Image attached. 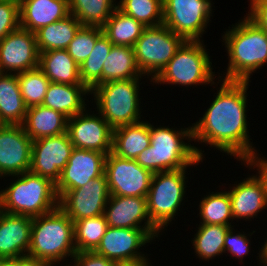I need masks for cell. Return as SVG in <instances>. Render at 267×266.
Wrapping results in <instances>:
<instances>
[{"mask_svg": "<svg viewBox=\"0 0 267 266\" xmlns=\"http://www.w3.org/2000/svg\"><path fill=\"white\" fill-rule=\"evenodd\" d=\"M249 82L222 80L210 107L198 122L192 124L194 142L209 144L241 162L256 151L247 134L246 93Z\"/></svg>", "mask_w": 267, "mask_h": 266, "instance_id": "obj_1", "label": "cell"}, {"mask_svg": "<svg viewBox=\"0 0 267 266\" xmlns=\"http://www.w3.org/2000/svg\"><path fill=\"white\" fill-rule=\"evenodd\" d=\"M174 129L169 126L155 128L150 123L151 145L138 154L135 161L153 174L199 165L204 151L183 141L193 140L192 126Z\"/></svg>", "mask_w": 267, "mask_h": 266, "instance_id": "obj_2", "label": "cell"}, {"mask_svg": "<svg viewBox=\"0 0 267 266\" xmlns=\"http://www.w3.org/2000/svg\"><path fill=\"white\" fill-rule=\"evenodd\" d=\"M223 41L229 59L223 80L250 81L252 72L267 64V32L247 15L227 29Z\"/></svg>", "mask_w": 267, "mask_h": 266, "instance_id": "obj_3", "label": "cell"}, {"mask_svg": "<svg viewBox=\"0 0 267 266\" xmlns=\"http://www.w3.org/2000/svg\"><path fill=\"white\" fill-rule=\"evenodd\" d=\"M76 253L73 221L60 207L32 218L28 257L56 264Z\"/></svg>", "mask_w": 267, "mask_h": 266, "instance_id": "obj_4", "label": "cell"}, {"mask_svg": "<svg viewBox=\"0 0 267 266\" xmlns=\"http://www.w3.org/2000/svg\"><path fill=\"white\" fill-rule=\"evenodd\" d=\"M13 177L18 179L0 191V210L33 218L59 207L56 184L51 180L30 171Z\"/></svg>", "mask_w": 267, "mask_h": 266, "instance_id": "obj_5", "label": "cell"}, {"mask_svg": "<svg viewBox=\"0 0 267 266\" xmlns=\"http://www.w3.org/2000/svg\"><path fill=\"white\" fill-rule=\"evenodd\" d=\"M140 79L110 81L91 90L98 113L113 129L141 122Z\"/></svg>", "mask_w": 267, "mask_h": 266, "instance_id": "obj_6", "label": "cell"}, {"mask_svg": "<svg viewBox=\"0 0 267 266\" xmlns=\"http://www.w3.org/2000/svg\"><path fill=\"white\" fill-rule=\"evenodd\" d=\"M203 41L186 40L162 71L150 82L181 86L215 84L210 56Z\"/></svg>", "mask_w": 267, "mask_h": 266, "instance_id": "obj_7", "label": "cell"}, {"mask_svg": "<svg viewBox=\"0 0 267 266\" xmlns=\"http://www.w3.org/2000/svg\"><path fill=\"white\" fill-rule=\"evenodd\" d=\"M187 168L154 173L146 196L151 222L161 231L168 226L185 197Z\"/></svg>", "mask_w": 267, "mask_h": 266, "instance_id": "obj_8", "label": "cell"}, {"mask_svg": "<svg viewBox=\"0 0 267 266\" xmlns=\"http://www.w3.org/2000/svg\"><path fill=\"white\" fill-rule=\"evenodd\" d=\"M186 40L167 26L146 27L133 46L136 64L143 76L153 80Z\"/></svg>", "mask_w": 267, "mask_h": 266, "instance_id": "obj_9", "label": "cell"}, {"mask_svg": "<svg viewBox=\"0 0 267 266\" xmlns=\"http://www.w3.org/2000/svg\"><path fill=\"white\" fill-rule=\"evenodd\" d=\"M211 0H163V25L188 41H200L212 16Z\"/></svg>", "mask_w": 267, "mask_h": 266, "instance_id": "obj_10", "label": "cell"}, {"mask_svg": "<svg viewBox=\"0 0 267 266\" xmlns=\"http://www.w3.org/2000/svg\"><path fill=\"white\" fill-rule=\"evenodd\" d=\"M110 195L146 197L153 173L135 160L118 157L110 152L105 159L104 171Z\"/></svg>", "mask_w": 267, "mask_h": 266, "instance_id": "obj_11", "label": "cell"}, {"mask_svg": "<svg viewBox=\"0 0 267 266\" xmlns=\"http://www.w3.org/2000/svg\"><path fill=\"white\" fill-rule=\"evenodd\" d=\"M110 192L105 173L80 188L66 191L59 198V207L74 222L104 213Z\"/></svg>", "mask_w": 267, "mask_h": 266, "instance_id": "obj_12", "label": "cell"}, {"mask_svg": "<svg viewBox=\"0 0 267 266\" xmlns=\"http://www.w3.org/2000/svg\"><path fill=\"white\" fill-rule=\"evenodd\" d=\"M74 146L68 133L42 137L32 143L30 172L57 183Z\"/></svg>", "mask_w": 267, "mask_h": 266, "instance_id": "obj_13", "label": "cell"}, {"mask_svg": "<svg viewBox=\"0 0 267 266\" xmlns=\"http://www.w3.org/2000/svg\"><path fill=\"white\" fill-rule=\"evenodd\" d=\"M86 109L67 121V133L74 148L95 150L108 155L112 151L113 128L100 113ZM97 115V116H96Z\"/></svg>", "mask_w": 267, "mask_h": 266, "instance_id": "obj_14", "label": "cell"}, {"mask_svg": "<svg viewBox=\"0 0 267 266\" xmlns=\"http://www.w3.org/2000/svg\"><path fill=\"white\" fill-rule=\"evenodd\" d=\"M32 143L22 125H0V177L30 171Z\"/></svg>", "mask_w": 267, "mask_h": 266, "instance_id": "obj_15", "label": "cell"}, {"mask_svg": "<svg viewBox=\"0 0 267 266\" xmlns=\"http://www.w3.org/2000/svg\"><path fill=\"white\" fill-rule=\"evenodd\" d=\"M37 67L39 51L35 33L19 27L0 41L1 73L17 74Z\"/></svg>", "mask_w": 267, "mask_h": 266, "instance_id": "obj_16", "label": "cell"}, {"mask_svg": "<svg viewBox=\"0 0 267 266\" xmlns=\"http://www.w3.org/2000/svg\"><path fill=\"white\" fill-rule=\"evenodd\" d=\"M103 214L109 227L140 228L152 239L161 232L148 216L146 197L110 195ZM142 221L144 224L141 226Z\"/></svg>", "mask_w": 267, "mask_h": 266, "instance_id": "obj_17", "label": "cell"}, {"mask_svg": "<svg viewBox=\"0 0 267 266\" xmlns=\"http://www.w3.org/2000/svg\"><path fill=\"white\" fill-rule=\"evenodd\" d=\"M106 156L99 151L74 148L56 183L58 197L60 198L68 190L83 187L90 180L103 175Z\"/></svg>", "mask_w": 267, "mask_h": 266, "instance_id": "obj_18", "label": "cell"}, {"mask_svg": "<svg viewBox=\"0 0 267 266\" xmlns=\"http://www.w3.org/2000/svg\"><path fill=\"white\" fill-rule=\"evenodd\" d=\"M153 239L140 228L109 227L101 238L95 253L115 262L147 259L139 248Z\"/></svg>", "mask_w": 267, "mask_h": 266, "instance_id": "obj_19", "label": "cell"}, {"mask_svg": "<svg viewBox=\"0 0 267 266\" xmlns=\"http://www.w3.org/2000/svg\"><path fill=\"white\" fill-rule=\"evenodd\" d=\"M32 218L0 210V259L27 256L31 242Z\"/></svg>", "mask_w": 267, "mask_h": 266, "instance_id": "obj_20", "label": "cell"}, {"mask_svg": "<svg viewBox=\"0 0 267 266\" xmlns=\"http://www.w3.org/2000/svg\"><path fill=\"white\" fill-rule=\"evenodd\" d=\"M20 27L35 33L70 15L68 0H19Z\"/></svg>", "mask_w": 267, "mask_h": 266, "instance_id": "obj_21", "label": "cell"}, {"mask_svg": "<svg viewBox=\"0 0 267 266\" xmlns=\"http://www.w3.org/2000/svg\"><path fill=\"white\" fill-rule=\"evenodd\" d=\"M231 189L228 193L234 220L238 218L254 219L258 212L267 208V196L256 175L243 179Z\"/></svg>", "mask_w": 267, "mask_h": 266, "instance_id": "obj_22", "label": "cell"}, {"mask_svg": "<svg viewBox=\"0 0 267 266\" xmlns=\"http://www.w3.org/2000/svg\"><path fill=\"white\" fill-rule=\"evenodd\" d=\"M86 94L91 91L85 85H68L50 82L42 105L58 111L68 119L83 112Z\"/></svg>", "mask_w": 267, "mask_h": 266, "instance_id": "obj_23", "label": "cell"}, {"mask_svg": "<svg viewBox=\"0 0 267 266\" xmlns=\"http://www.w3.org/2000/svg\"><path fill=\"white\" fill-rule=\"evenodd\" d=\"M67 121L68 118L62 113L43 105H36L27 109L22 127L34 141L66 133Z\"/></svg>", "mask_w": 267, "mask_h": 266, "instance_id": "obj_24", "label": "cell"}, {"mask_svg": "<svg viewBox=\"0 0 267 266\" xmlns=\"http://www.w3.org/2000/svg\"><path fill=\"white\" fill-rule=\"evenodd\" d=\"M150 145L149 122L141 121L113 129L111 152L118 157L135 160Z\"/></svg>", "mask_w": 267, "mask_h": 266, "instance_id": "obj_25", "label": "cell"}, {"mask_svg": "<svg viewBox=\"0 0 267 266\" xmlns=\"http://www.w3.org/2000/svg\"><path fill=\"white\" fill-rule=\"evenodd\" d=\"M27 109L17 74L0 72V125H22Z\"/></svg>", "mask_w": 267, "mask_h": 266, "instance_id": "obj_26", "label": "cell"}, {"mask_svg": "<svg viewBox=\"0 0 267 266\" xmlns=\"http://www.w3.org/2000/svg\"><path fill=\"white\" fill-rule=\"evenodd\" d=\"M39 68L50 82L83 85L80 78V66L69 55L66 49L40 52Z\"/></svg>", "mask_w": 267, "mask_h": 266, "instance_id": "obj_27", "label": "cell"}, {"mask_svg": "<svg viewBox=\"0 0 267 266\" xmlns=\"http://www.w3.org/2000/svg\"><path fill=\"white\" fill-rule=\"evenodd\" d=\"M82 24L72 14L35 32L39 53L66 49Z\"/></svg>", "mask_w": 267, "mask_h": 266, "instance_id": "obj_28", "label": "cell"}, {"mask_svg": "<svg viewBox=\"0 0 267 266\" xmlns=\"http://www.w3.org/2000/svg\"><path fill=\"white\" fill-rule=\"evenodd\" d=\"M133 47L112 45L102 70V83L142 78Z\"/></svg>", "mask_w": 267, "mask_h": 266, "instance_id": "obj_29", "label": "cell"}, {"mask_svg": "<svg viewBox=\"0 0 267 266\" xmlns=\"http://www.w3.org/2000/svg\"><path fill=\"white\" fill-rule=\"evenodd\" d=\"M146 27L118 7L102 26L103 34L113 45L133 47Z\"/></svg>", "mask_w": 267, "mask_h": 266, "instance_id": "obj_30", "label": "cell"}, {"mask_svg": "<svg viewBox=\"0 0 267 266\" xmlns=\"http://www.w3.org/2000/svg\"><path fill=\"white\" fill-rule=\"evenodd\" d=\"M116 0H68L70 14L82 26L102 27L117 8Z\"/></svg>", "mask_w": 267, "mask_h": 266, "instance_id": "obj_31", "label": "cell"}, {"mask_svg": "<svg viewBox=\"0 0 267 266\" xmlns=\"http://www.w3.org/2000/svg\"><path fill=\"white\" fill-rule=\"evenodd\" d=\"M231 226L199 224L192 246L202 260L213 259L224 253L225 235Z\"/></svg>", "mask_w": 267, "mask_h": 266, "instance_id": "obj_32", "label": "cell"}, {"mask_svg": "<svg viewBox=\"0 0 267 266\" xmlns=\"http://www.w3.org/2000/svg\"><path fill=\"white\" fill-rule=\"evenodd\" d=\"M212 193V194H211ZM204 196L199 203L200 224L231 226L232 219L231 200L228 191L211 192Z\"/></svg>", "mask_w": 267, "mask_h": 266, "instance_id": "obj_33", "label": "cell"}, {"mask_svg": "<svg viewBox=\"0 0 267 266\" xmlns=\"http://www.w3.org/2000/svg\"><path fill=\"white\" fill-rule=\"evenodd\" d=\"M112 43L102 34L96 41L91 54L80 66V78L90 91L97 85L102 84L103 64L109 55Z\"/></svg>", "mask_w": 267, "mask_h": 266, "instance_id": "obj_34", "label": "cell"}, {"mask_svg": "<svg viewBox=\"0 0 267 266\" xmlns=\"http://www.w3.org/2000/svg\"><path fill=\"white\" fill-rule=\"evenodd\" d=\"M73 224L77 252L94 251L108 228L104 214L76 220Z\"/></svg>", "mask_w": 267, "mask_h": 266, "instance_id": "obj_35", "label": "cell"}, {"mask_svg": "<svg viewBox=\"0 0 267 266\" xmlns=\"http://www.w3.org/2000/svg\"><path fill=\"white\" fill-rule=\"evenodd\" d=\"M119 3V4H118ZM117 7L145 27L163 24V0H120Z\"/></svg>", "mask_w": 267, "mask_h": 266, "instance_id": "obj_36", "label": "cell"}, {"mask_svg": "<svg viewBox=\"0 0 267 266\" xmlns=\"http://www.w3.org/2000/svg\"><path fill=\"white\" fill-rule=\"evenodd\" d=\"M21 96L26 106L42 105L50 80L37 67L25 72L17 73Z\"/></svg>", "mask_w": 267, "mask_h": 266, "instance_id": "obj_37", "label": "cell"}, {"mask_svg": "<svg viewBox=\"0 0 267 266\" xmlns=\"http://www.w3.org/2000/svg\"><path fill=\"white\" fill-rule=\"evenodd\" d=\"M103 34L102 27L81 26L66 51L81 66L91 54L97 39Z\"/></svg>", "mask_w": 267, "mask_h": 266, "instance_id": "obj_38", "label": "cell"}, {"mask_svg": "<svg viewBox=\"0 0 267 266\" xmlns=\"http://www.w3.org/2000/svg\"><path fill=\"white\" fill-rule=\"evenodd\" d=\"M19 27V0H0V41Z\"/></svg>", "mask_w": 267, "mask_h": 266, "instance_id": "obj_39", "label": "cell"}, {"mask_svg": "<svg viewBox=\"0 0 267 266\" xmlns=\"http://www.w3.org/2000/svg\"><path fill=\"white\" fill-rule=\"evenodd\" d=\"M234 228H230L225 235V241H224V253H227L228 251L231 256H235V258L241 259V262L243 261L242 258L244 255H248L250 251V239L247 238L248 235H246L244 232L242 233H236ZM236 233V234H235Z\"/></svg>", "mask_w": 267, "mask_h": 266, "instance_id": "obj_40", "label": "cell"}, {"mask_svg": "<svg viewBox=\"0 0 267 266\" xmlns=\"http://www.w3.org/2000/svg\"><path fill=\"white\" fill-rule=\"evenodd\" d=\"M75 266H114L115 261L107 259L94 251L77 252L73 258Z\"/></svg>", "mask_w": 267, "mask_h": 266, "instance_id": "obj_41", "label": "cell"}, {"mask_svg": "<svg viewBox=\"0 0 267 266\" xmlns=\"http://www.w3.org/2000/svg\"><path fill=\"white\" fill-rule=\"evenodd\" d=\"M248 18L267 32V0H250Z\"/></svg>", "mask_w": 267, "mask_h": 266, "instance_id": "obj_42", "label": "cell"}, {"mask_svg": "<svg viewBox=\"0 0 267 266\" xmlns=\"http://www.w3.org/2000/svg\"><path fill=\"white\" fill-rule=\"evenodd\" d=\"M255 151L252 155L248 156L242 163L244 165L249 166V168H256L258 170V174L256 175L258 179L261 181L264 191L267 196V159L265 160V157L262 159L261 157H258L259 153H256Z\"/></svg>", "mask_w": 267, "mask_h": 266, "instance_id": "obj_43", "label": "cell"}, {"mask_svg": "<svg viewBox=\"0 0 267 266\" xmlns=\"http://www.w3.org/2000/svg\"><path fill=\"white\" fill-rule=\"evenodd\" d=\"M48 262L28 256L18 258V266H48Z\"/></svg>", "mask_w": 267, "mask_h": 266, "instance_id": "obj_44", "label": "cell"}, {"mask_svg": "<svg viewBox=\"0 0 267 266\" xmlns=\"http://www.w3.org/2000/svg\"><path fill=\"white\" fill-rule=\"evenodd\" d=\"M148 259H138L133 261L115 262L114 266H150Z\"/></svg>", "mask_w": 267, "mask_h": 266, "instance_id": "obj_45", "label": "cell"}, {"mask_svg": "<svg viewBox=\"0 0 267 266\" xmlns=\"http://www.w3.org/2000/svg\"><path fill=\"white\" fill-rule=\"evenodd\" d=\"M259 253L260 254L257 257H259L260 263H263V266H267V239L264 245H262V248L260 249Z\"/></svg>", "mask_w": 267, "mask_h": 266, "instance_id": "obj_46", "label": "cell"}, {"mask_svg": "<svg viewBox=\"0 0 267 266\" xmlns=\"http://www.w3.org/2000/svg\"><path fill=\"white\" fill-rule=\"evenodd\" d=\"M0 266H18V258L0 259Z\"/></svg>", "mask_w": 267, "mask_h": 266, "instance_id": "obj_47", "label": "cell"}, {"mask_svg": "<svg viewBox=\"0 0 267 266\" xmlns=\"http://www.w3.org/2000/svg\"><path fill=\"white\" fill-rule=\"evenodd\" d=\"M48 266H53V263H49ZM68 266H75V265L74 264L73 265L69 264Z\"/></svg>", "mask_w": 267, "mask_h": 266, "instance_id": "obj_48", "label": "cell"}]
</instances>
